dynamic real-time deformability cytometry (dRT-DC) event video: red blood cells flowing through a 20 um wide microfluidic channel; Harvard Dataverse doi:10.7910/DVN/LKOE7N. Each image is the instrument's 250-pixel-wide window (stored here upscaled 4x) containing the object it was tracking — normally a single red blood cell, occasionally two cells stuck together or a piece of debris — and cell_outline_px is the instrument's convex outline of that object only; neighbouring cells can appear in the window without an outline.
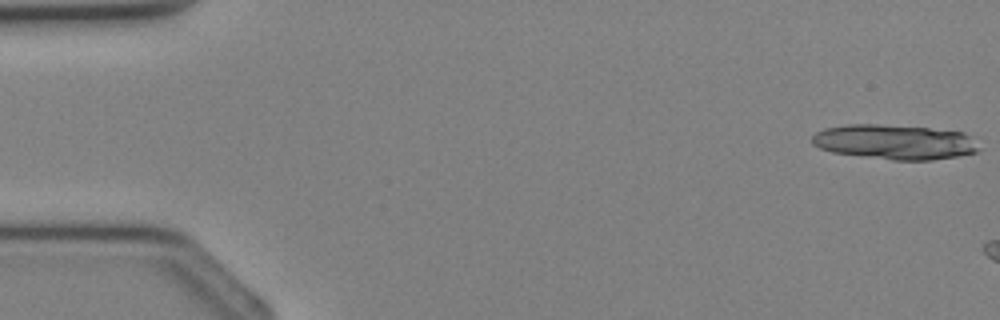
{"species": "Egyptian fruit bat (a non-hibernating species)", "species_latin": "Rousettus aegyptiacus", "temperature_condition": "cold", "stored_images_in_passage": 9, "camera_frame_rate_fps": 3000, "um_per_image_px": 0.085, "animal": {"sex": "female"}, "frame": {"image": 1, "passage_image": 1, "time_ms": 0.0, "image_size_px": [1000, 320], "cell_outline_px": [[980, 148], [976, 152], [960, 156], [932, 160], [892, 160], [832, 152], [820, 148], [812, 144], [812, 136], [816, 132], [824, 128], [848, 124], [876, 124], [928, 128], [964, 132], [972, 136]], "centroid_in_image_um": [76.06, 12.07], "position_along_channel_um": 8.9, "area_um2": 33.99}}